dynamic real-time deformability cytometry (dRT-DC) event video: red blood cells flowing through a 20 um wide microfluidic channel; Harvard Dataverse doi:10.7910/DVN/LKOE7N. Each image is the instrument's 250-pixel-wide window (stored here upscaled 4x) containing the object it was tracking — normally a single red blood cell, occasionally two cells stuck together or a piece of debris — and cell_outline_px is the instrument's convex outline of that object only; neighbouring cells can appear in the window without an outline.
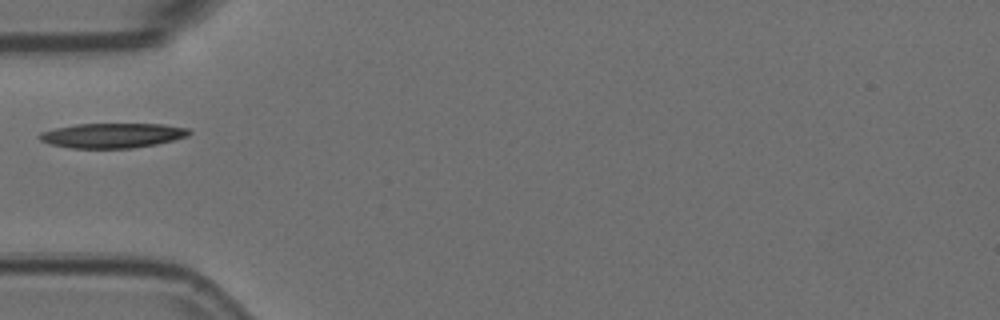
{"species": "Egyptian fruit bat (a non-hibernating species)", "species_latin": "Rousettus aegyptiacus", "temperature_condition": "room temperature", "stored_images_in_passage": 4, "camera_frame_rate_fps": 3000, "um_per_image_px": 0.085, "animal": {"sex": "female"}, "frame": {"image": 1, "passage_image": 3, "time_ms": 0.667, "image_size_px": [1000, 320], "cell_outline_px": [[192, 132], [188, 136], [156, 144], [132, 148], [72, 148], [52, 144], [40, 140], [36, 136], [40, 132], [56, 128], [76, 124], [164, 124], [188, 128]], "centroid_in_image_um": [9.56, 11.51], "position_along_channel_um": 75.4, "area_um2": 21.56}}
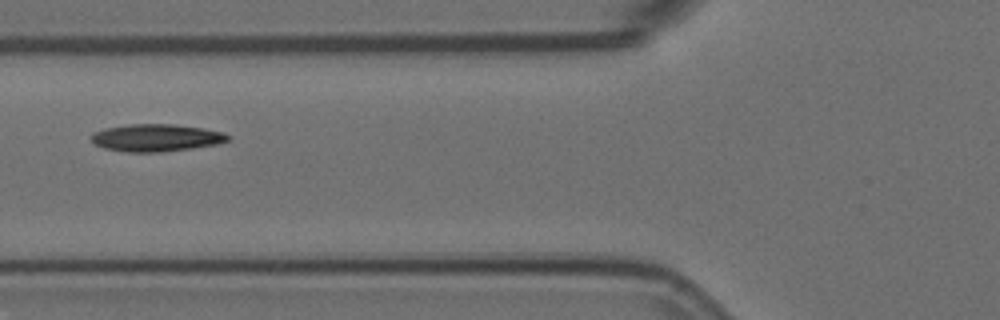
{"frame": {"image": 2, "passage_image": 4, "time_ms": 1.0, "image_size_px": [1000, 320], "cell_outline_px": [[232, 136], [228, 140], [216, 144], [192, 148], [160, 152], [128, 152], [104, 148], [96, 144], [92, 140], [92, 132], [104, 128], [132, 124], [172, 124], [204, 128], [224, 132]], "centroid_in_image_um": [13.3, 11.7], "position_along_channel_um": 112.5, "area_um2": 21.73}}